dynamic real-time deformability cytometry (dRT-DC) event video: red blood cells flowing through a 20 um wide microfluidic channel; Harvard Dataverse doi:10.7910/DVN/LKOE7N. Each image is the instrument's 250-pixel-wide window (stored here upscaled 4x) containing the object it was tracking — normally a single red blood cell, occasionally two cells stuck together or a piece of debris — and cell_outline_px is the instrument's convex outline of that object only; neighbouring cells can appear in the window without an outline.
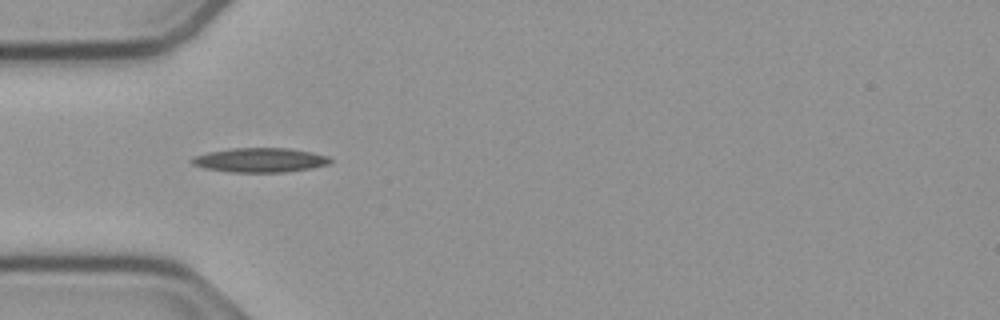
{"species": "common noctule bat (a hibernating species)", "species_latin": "Nyctalus noctula", "temperature_condition": "cold", "stored_images_in_passage": 42, "camera_frame_rate_fps": 3000, "um_per_image_px": 0.085, "animal": {"sex": "male", "body_mass_g": 23.1, "forearm_length_mm": 52.7}, "frame": {"image": 1, "passage_image": 4, "time_ms": 1.0, "image_size_px": [1000, 320], "cell_outline_px": [[332, 160], [328, 164], [312, 168], [284, 172], [228, 172], [204, 168], [192, 164], [188, 160], [192, 156], [208, 152], [232, 148], [288, 148], [312, 152], [328, 156]], "centroid_in_image_um": [22.06, 13.6], "position_along_channel_um": 62.9, "area_um2": 19.77}}
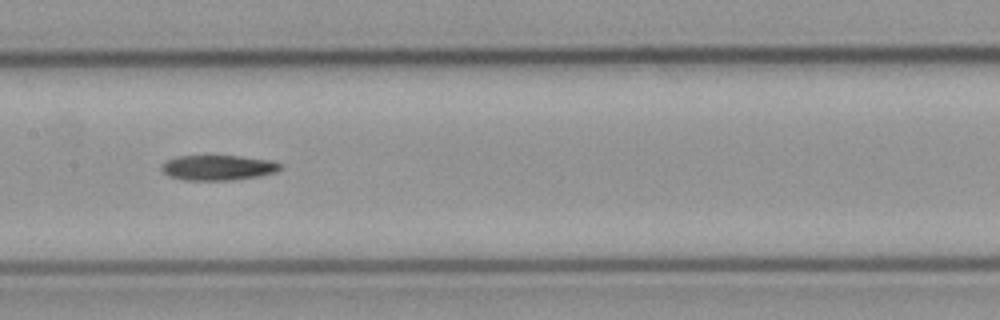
{"frame": {"image": 2, "passage_image": 14, "time_ms": 4.333, "image_size_px": [1000, 320], "cell_outline_px": [[284, 164], [276, 172], [260, 176], [232, 180], [184, 180], [168, 176], [160, 168], [160, 164], [176, 156], [240, 156], [272, 160]], "centroid_in_image_um": [18.54, 14.25], "position_along_channel_um": 188.9, "area_um2": 17.57}}
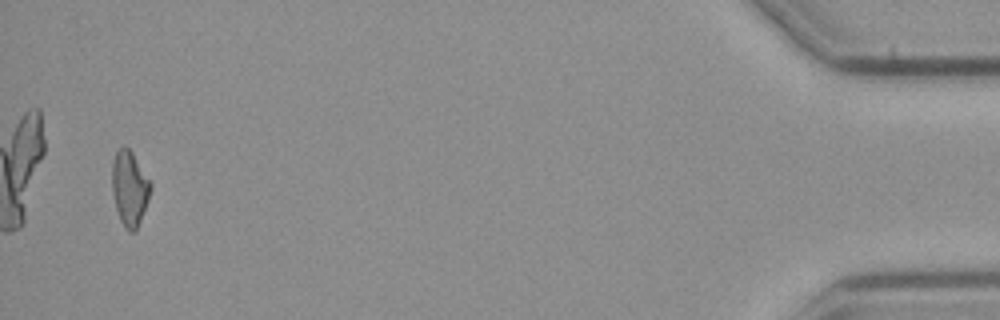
{"frame": {"image": 3, "passage_image": 40, "time_ms": 13.0, "image_size_px": [1000, 320], "cell_outline_px": [[152, 188], [148, 200], [136, 232], [128, 232], [124, 228], [120, 220], [116, 208], [112, 192], [112, 160], [116, 152], [120, 148], [128, 148], [132, 152], [152, 184]], "centroid_in_image_um": [11.01, 16.05], "position_along_channel_um": 424.2, "area_um2": 16.82}}